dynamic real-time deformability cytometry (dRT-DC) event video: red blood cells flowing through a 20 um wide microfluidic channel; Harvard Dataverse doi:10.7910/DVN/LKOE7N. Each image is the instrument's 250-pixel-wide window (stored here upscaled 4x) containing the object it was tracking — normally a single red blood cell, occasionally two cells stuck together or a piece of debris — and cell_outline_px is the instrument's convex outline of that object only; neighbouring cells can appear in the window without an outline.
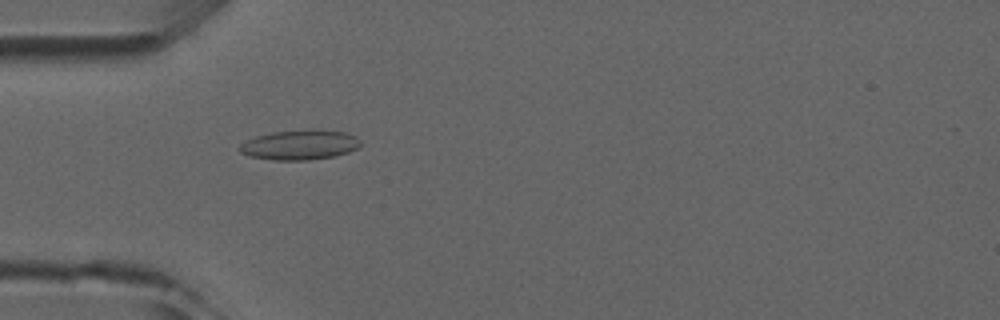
{"species": "common noctule bat (a hibernating species)", "species_latin": "Nyctalus noctula", "temperature_condition": "room temperature", "stored_images_in_passage": 3, "camera_frame_rate_fps": 3000, "um_per_image_px": 0.085, "animal": {"sex": "male", "forearm_length_mm": 52.5}, "frame": {"image": 1, "passage_image": 3, "time_ms": 2.333, "image_size_px": [1000, 320], "cell_outline_px": [[360, 148], [336, 156], [308, 160], [272, 160], [248, 156], [240, 152], [240, 144], [256, 136], [272, 132], [312, 128], [344, 132], [356, 136], [360, 140]], "centroid_in_image_um": [25.51, 12.3], "position_along_channel_um": 59.5, "area_um2": 21.33}}